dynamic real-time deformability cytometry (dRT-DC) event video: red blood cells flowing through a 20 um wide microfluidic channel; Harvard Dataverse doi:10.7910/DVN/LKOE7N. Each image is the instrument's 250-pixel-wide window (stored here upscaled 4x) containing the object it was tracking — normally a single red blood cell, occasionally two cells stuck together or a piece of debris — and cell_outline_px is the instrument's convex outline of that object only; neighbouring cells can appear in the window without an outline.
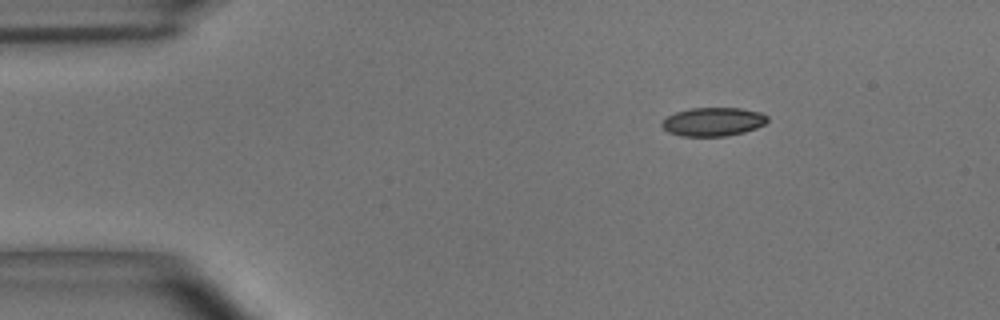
{"species": "common noctule bat (a hibernating species)", "species_latin": "Nyctalus noctula", "temperature_condition": "room temperature", "stored_images_in_passage": 47, "camera_frame_rate_fps": 3000, "um_per_image_px": 0.085, "animal": {"sex": "male", "body_mass_g": 15.6}, "frame": {"image": 1, "passage_image": 1, "time_ms": 0.0, "image_size_px": [1000, 320], "cell_outline_px": [[768, 120], [764, 124], [756, 128], [744, 132], [724, 136], [680, 136], [668, 132], [660, 124], [668, 116], [676, 112], [688, 108], [740, 108], [760, 112], [768, 116]], "centroid_in_image_um": [60.61, 10.35], "position_along_channel_um": 24.4, "area_um2": 17.57}}
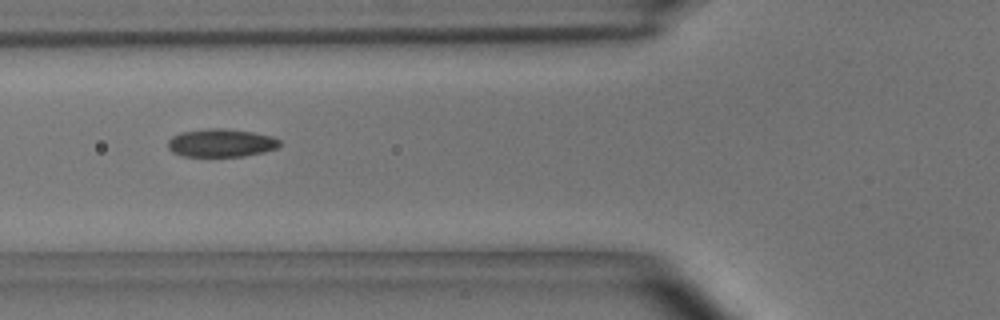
{"frame": {"image": 2, "passage_image": 13, "time_ms": 4.0, "image_size_px": [1000, 320], "cell_outline_px": [[280, 144], [276, 148], [264, 152], [244, 156], [184, 156], [172, 152], [168, 148], [168, 140], [172, 136], [180, 132], [208, 128], [224, 128], [252, 132], [272, 136], [280, 140]], "centroid_in_image_um": [18.78, 12.14], "position_along_channel_um": 107.0, "area_um2": 18.32}}
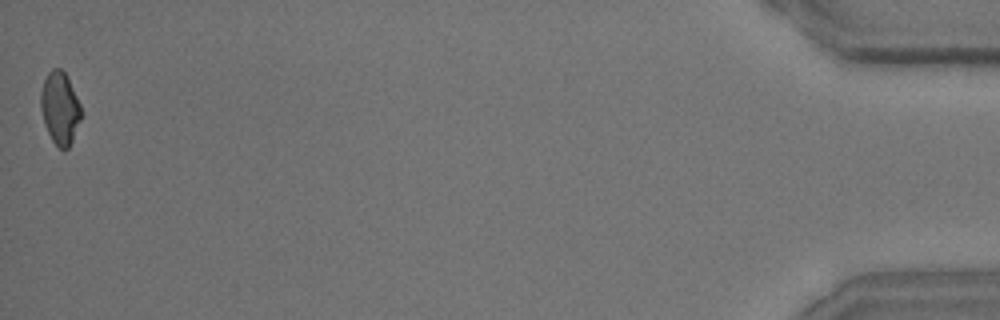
{"frame": {"image": 3, "passage_image": 47, "time_ms": 15.333, "image_size_px": [1000, 320], "cell_outline_px": [[84, 112], [72, 140], [68, 148], [64, 152], [52, 140], [44, 124], [40, 108], [40, 92], [44, 80], [48, 72], [52, 68], [60, 68], [64, 72]], "centroid_in_image_um": [5.09, 9.2], "position_along_channel_um": 430.1, "area_um2": 17.11}, "authors_computed_cell_mechanics": {"area_um2": 18.0336, "velocity_mm_per_s": 3.6662, "shape_relaxation_time_tau1_ms": 6.8486, "shape_relaxation_time_tau2_ms": 2.0482, "deformation_change_tau1": 0.1422, "deformation_change_tau2": 0.0645}}